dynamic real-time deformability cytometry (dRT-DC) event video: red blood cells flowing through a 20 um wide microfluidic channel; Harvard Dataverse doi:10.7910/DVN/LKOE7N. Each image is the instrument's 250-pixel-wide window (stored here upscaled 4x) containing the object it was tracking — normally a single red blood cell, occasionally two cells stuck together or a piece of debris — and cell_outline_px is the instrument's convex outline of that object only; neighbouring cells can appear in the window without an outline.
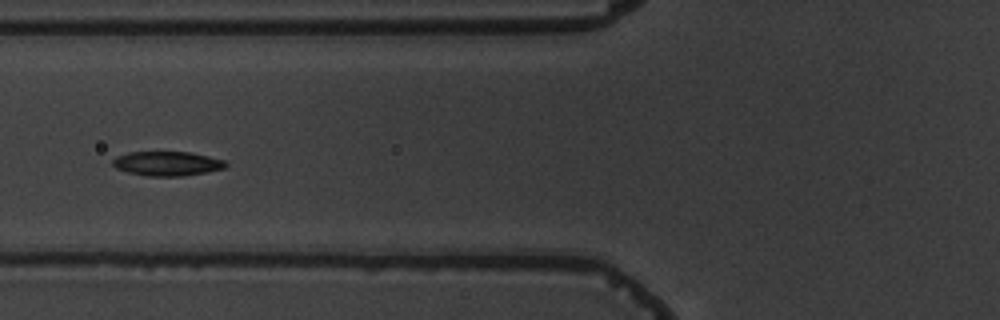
{"species": "common noctule bat (a hibernating species)", "species_latin": "Nyctalus noctula", "temperature_condition": "warm", "stored_images_in_passage": 8, "camera_frame_rate_fps": 3000, "um_per_image_px": 0.085, "animal": {"sex": "male", "body_mass_g": 19.5, "forearm_length_mm": 54.6}, "frame": {"image": 1, "passage_image": 6, "time_ms": 6.333, "image_size_px": [1000, 320], "cell_outline_px": [[228, 164], [224, 168], [184, 176], [148, 176], [128, 172], [116, 168], [112, 164], [112, 160], [116, 156], [128, 152], [188, 152], [228, 160]], "centroid_in_image_um": [14.21, 13.9], "position_along_channel_um": 111.6, "area_um2": 16.07}}
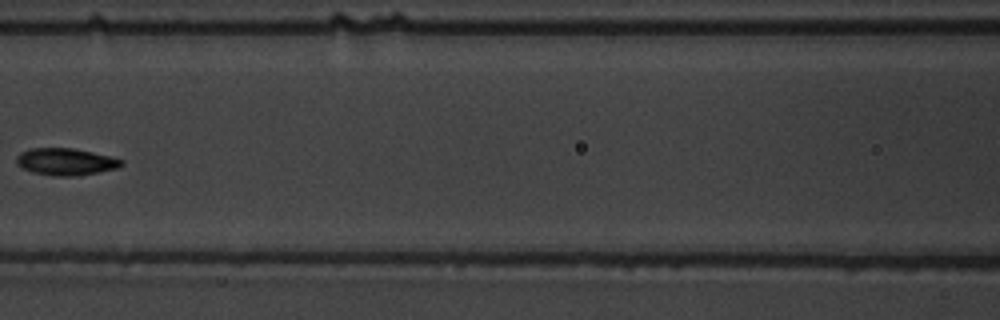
{"frame": {"image": 2, "passage_image": 7, "time_ms": 7.667, "image_size_px": [1000, 320], "cell_outline_px": [[124, 164], [116, 168], [76, 176], [56, 176], [32, 172], [20, 168], [16, 164], [16, 156], [20, 152], [28, 148], [72, 148], [92, 152], [124, 160]], "centroid_in_image_um": [5.52, 13.74], "position_along_channel_um": 161.1, "area_um2": 16.53}}
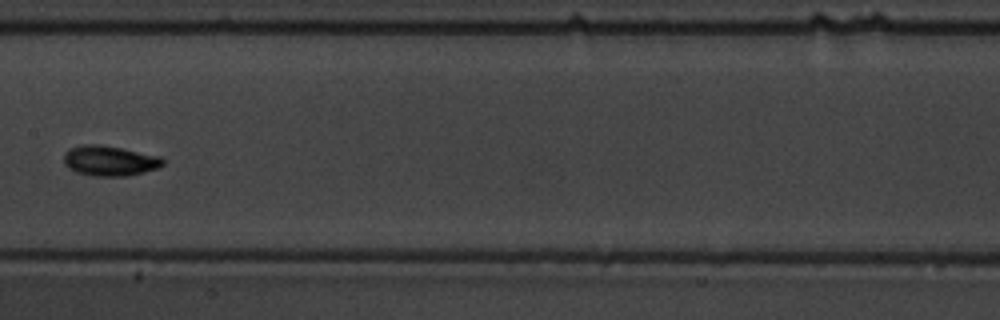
{"frame": {"image": 3, "passage_image": 8, "time_ms": 8.667, "image_size_px": [1000, 320], "cell_outline_px": [[164, 164], [160, 168], [128, 176], [96, 176], [76, 172], [68, 168], [64, 164], [64, 152], [68, 148], [84, 144], [100, 144], [160, 156], [164, 160]], "centroid_in_image_um": [9.31, 13.66], "position_along_channel_um": 198.1, "area_um2": 17.57}}